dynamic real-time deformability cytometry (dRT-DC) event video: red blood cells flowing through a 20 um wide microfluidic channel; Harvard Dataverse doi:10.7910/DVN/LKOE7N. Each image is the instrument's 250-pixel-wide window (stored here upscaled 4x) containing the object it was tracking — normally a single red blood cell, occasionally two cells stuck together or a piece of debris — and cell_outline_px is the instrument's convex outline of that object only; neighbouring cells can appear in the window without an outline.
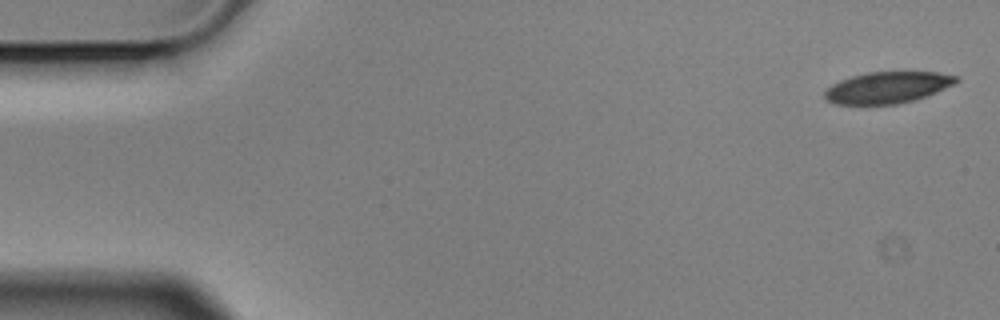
{"species": "Egyptian fruit bat (a non-hibernating species)", "species_latin": "Rousettus aegyptiacus", "temperature_condition": "cold", "stored_images_in_passage": 5, "camera_frame_rate_fps": 3000, "um_per_image_px": 0.085, "animal": {"sex": "male"}, "frame": {"image": 1, "passage_image": 1, "time_ms": 0.0, "image_size_px": [1000, 320], "cell_outline_px": [[960, 80], [936, 92], [916, 100], [896, 104], [836, 104], [824, 100], [824, 92], [832, 84], [840, 80], [852, 76], [868, 72], [936, 72], [956, 76]], "centroid_in_image_um": [75.4, 7.44], "position_along_channel_um": 9.6, "area_um2": 23.99}}
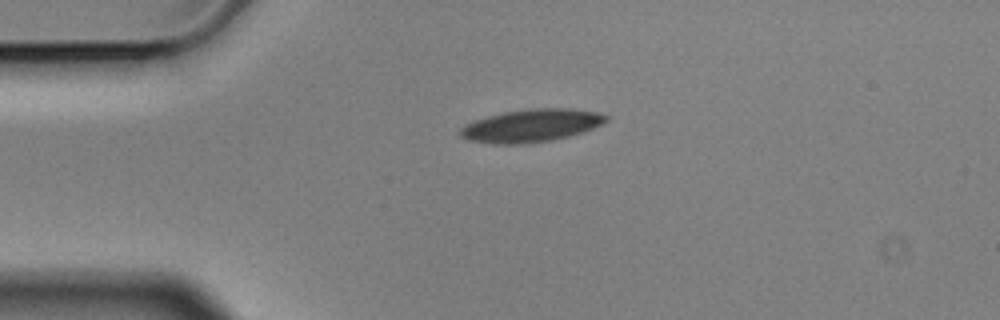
{"frame": {"image": 2, "passage_image": 4, "time_ms": 1.0, "image_size_px": [1000, 320], "cell_outline_px": [[608, 120], [592, 128], [568, 136], [552, 140], [524, 144], [492, 144], [468, 140], [460, 136], [460, 128], [476, 120], [488, 116], [504, 112], [528, 108], [572, 108], [596, 112], [608, 116]], "centroid_in_image_um": [45.14, 10.67], "position_along_channel_um": 39.9, "area_um2": 27.69}}
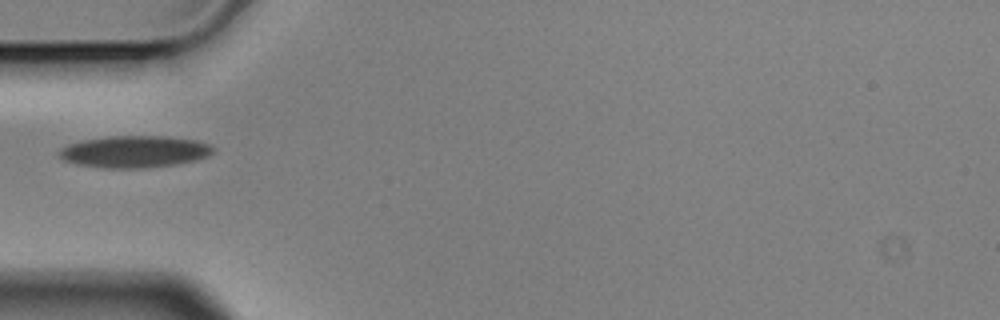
{"frame": {"image": 3, "passage_image": 5, "time_ms": 1.333, "image_size_px": [1000, 320], "cell_outline_px": [[216, 148], [208, 156], [196, 160], [176, 164], [144, 168], [104, 168], [76, 164], [64, 160], [56, 156], [56, 152], [60, 148], [68, 144], [84, 140], [108, 136], [168, 136], [196, 140], [208, 144]], "centroid_in_image_um": [11.4, 12.89], "position_along_channel_um": 73.6, "area_um2": 28.84}}